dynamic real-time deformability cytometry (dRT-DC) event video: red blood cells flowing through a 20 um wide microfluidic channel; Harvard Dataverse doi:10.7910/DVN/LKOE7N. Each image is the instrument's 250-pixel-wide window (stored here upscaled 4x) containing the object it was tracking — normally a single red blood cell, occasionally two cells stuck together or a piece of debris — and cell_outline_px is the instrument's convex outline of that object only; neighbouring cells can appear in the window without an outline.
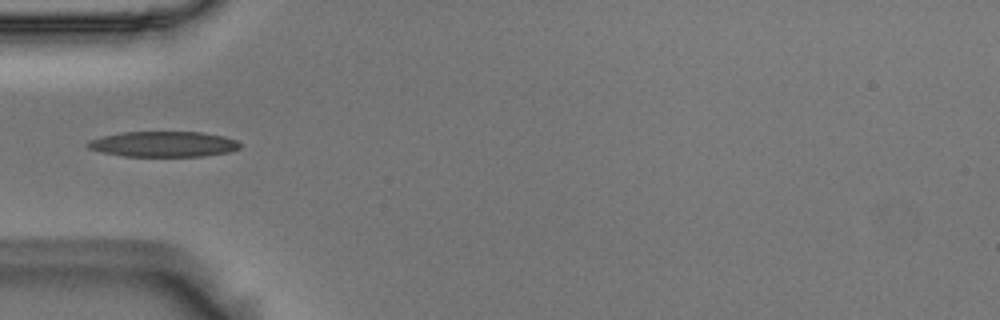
{"species": "Egyptian fruit bat (a non-hibernating species)", "species_latin": "Rousettus aegyptiacus", "temperature_condition": "room temperature", "stored_images_in_passage": 4, "camera_frame_rate_fps": 3000, "um_per_image_px": 0.085, "animal": {"sex": "male"}, "frame": {"image": 1, "passage_image": 1, "time_ms": 0.0, "image_size_px": [1000, 320], "cell_outline_px": [[240, 148], [228, 152], [204, 156], [124, 156], [104, 152], [88, 148], [84, 144], [88, 140], [100, 136], [120, 132], [204, 132], [224, 136], [236, 140], [240, 144]], "centroid_in_image_um": [13.86, 12.24], "position_along_channel_um": 71.1, "area_um2": 22.72}}
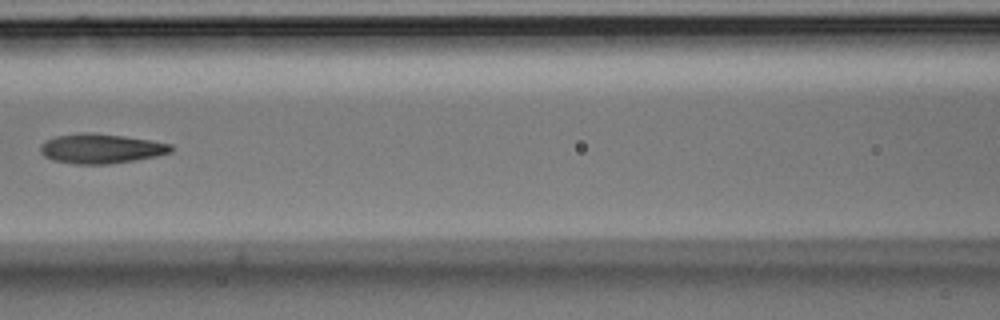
{"frame": {"image": 2, "passage_image": 3, "time_ms": 0.667, "image_size_px": [1000, 320], "cell_outline_px": [[172, 152], [156, 156], [108, 164], [72, 164], [52, 160], [44, 156], [40, 152], [40, 144], [44, 140], [56, 136], [80, 132], [92, 132], [124, 136], [172, 144]], "centroid_in_image_um": [8.52, 12.62], "position_along_channel_um": 158.1, "area_um2": 22.66}}
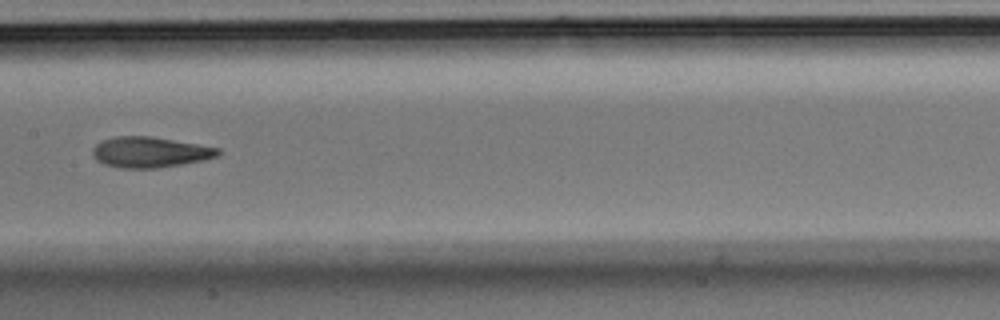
{"frame": {"image": 3, "passage_image": 4, "time_ms": 1.0, "image_size_px": [1000, 320], "cell_outline_px": [[220, 156], [204, 160], [156, 168], [120, 168], [104, 164], [96, 160], [92, 156], [92, 148], [96, 144], [104, 140], [116, 136], [152, 136], [200, 144], [220, 148]], "centroid_in_image_um": [12.76, 12.93], "position_along_channel_um": 194.6, "area_um2": 22.54}}